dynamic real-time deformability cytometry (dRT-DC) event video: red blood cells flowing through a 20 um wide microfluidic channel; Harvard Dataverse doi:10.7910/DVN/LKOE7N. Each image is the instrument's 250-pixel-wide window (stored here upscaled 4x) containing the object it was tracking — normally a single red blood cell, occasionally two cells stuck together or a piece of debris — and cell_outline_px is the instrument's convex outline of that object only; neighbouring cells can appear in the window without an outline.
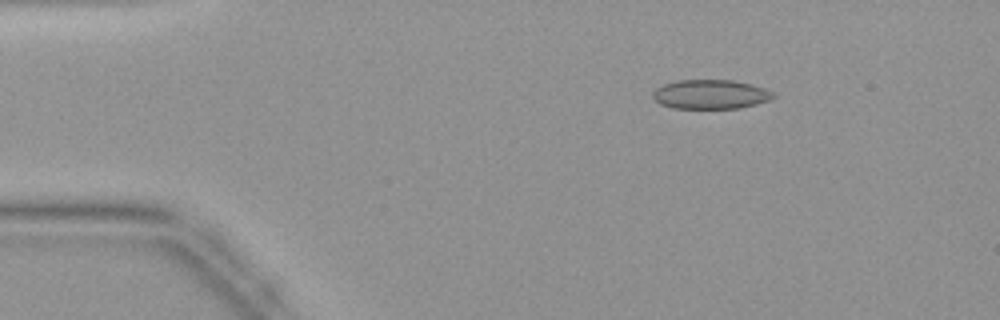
{"species": "common noctule bat (a hibernating species)", "species_latin": "Nyctalus noctula", "temperature_condition": "warm", "stored_images_in_passage": 44, "camera_frame_rate_fps": 3000, "um_per_image_px": 0.085, "animal": {"sex": "female", "body_mass_g": 19.9}, "frame": {"image": 1, "passage_image": 7, "time_ms": 2.0, "image_size_px": [1000, 320], "cell_outline_px": [[776, 96], [768, 100], [756, 104], [740, 108], [676, 108], [660, 104], [652, 96], [652, 92], [656, 88], [664, 84], [676, 80], [732, 80], [752, 84], [764, 88], [772, 92]], "centroid_in_image_um": [60.39, 8.01], "position_along_channel_um": 24.6, "area_um2": 20.46}}
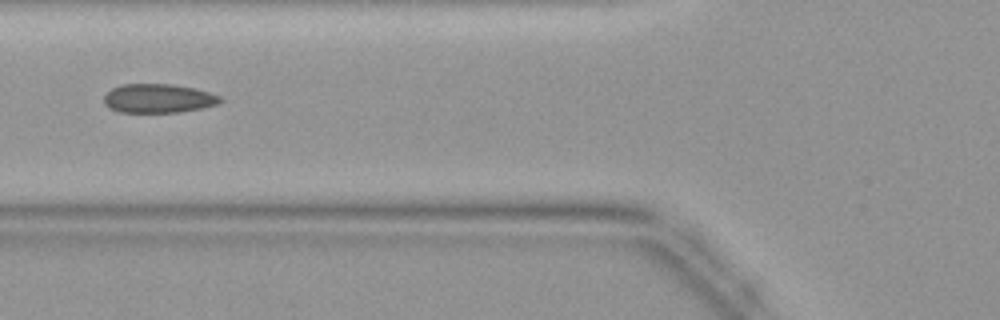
{"frame": {"image": 2, "passage_image": 17, "time_ms": 5.333, "image_size_px": [1000, 320], "cell_outline_px": [[224, 100], [216, 104], [200, 108], [180, 112], [120, 112], [108, 108], [104, 104], [104, 96], [112, 88], [120, 84], [172, 84], [196, 88], [220, 96]], "centroid_in_image_um": [13.44, 8.36], "position_along_channel_um": 112.4, "area_um2": 19.65}}
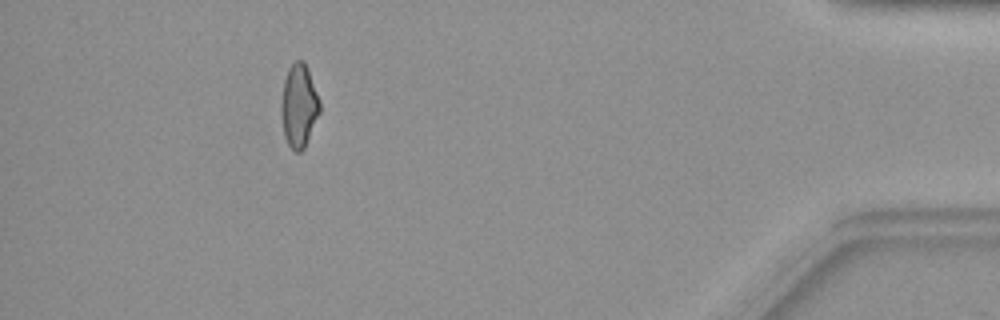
{"frame": {"image": 3, "passage_image": 40, "time_ms": 13.0, "image_size_px": [1000, 320], "cell_outline_px": [[320, 112], [304, 148], [300, 152], [296, 152], [288, 144], [284, 136], [280, 112], [280, 104], [284, 80], [288, 68], [296, 60], [304, 60], [320, 100]], "centroid_in_image_um": [25.39, 8.98], "position_along_channel_um": 409.8, "area_um2": 18.73}}